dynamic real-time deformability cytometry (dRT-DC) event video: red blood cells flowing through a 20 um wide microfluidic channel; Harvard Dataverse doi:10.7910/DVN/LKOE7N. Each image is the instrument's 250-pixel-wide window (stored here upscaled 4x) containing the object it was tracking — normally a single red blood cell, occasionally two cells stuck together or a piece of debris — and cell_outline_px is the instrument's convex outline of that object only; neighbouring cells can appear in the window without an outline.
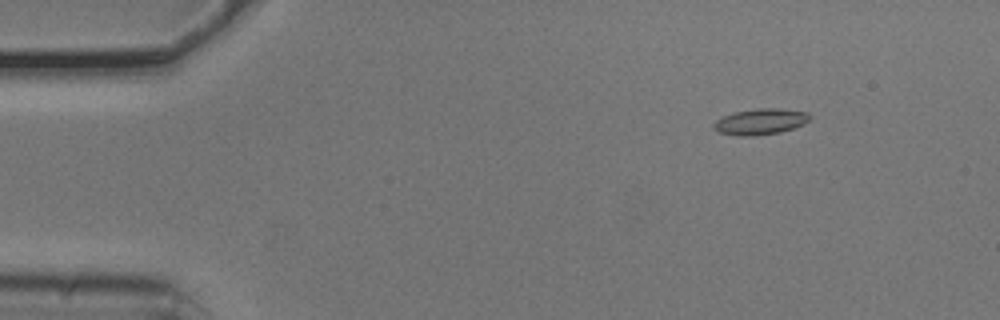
{"species": "common noctule bat (a hibernating species)", "species_latin": "Nyctalus noctula", "temperature_condition": "cold", "stored_images_in_passage": 6, "camera_frame_rate_fps": 3000, "um_per_image_px": 0.085, "animal": {"sex": "male", "body_mass_g": 20.5, "forearm_length_mm": 52.5}, "frame": {"image": 1, "passage_image": 1, "time_ms": 0.0, "image_size_px": [1000, 320], "cell_outline_px": [[812, 116], [804, 124], [796, 128], [780, 132], [752, 136], [736, 136], [720, 132], [712, 128], [712, 124], [716, 120], [724, 116], [736, 112], [760, 108], [780, 108], [808, 112]], "centroid_in_image_um": [64.66, 10.34], "position_along_channel_um": 20.3, "area_um2": 14.62}}
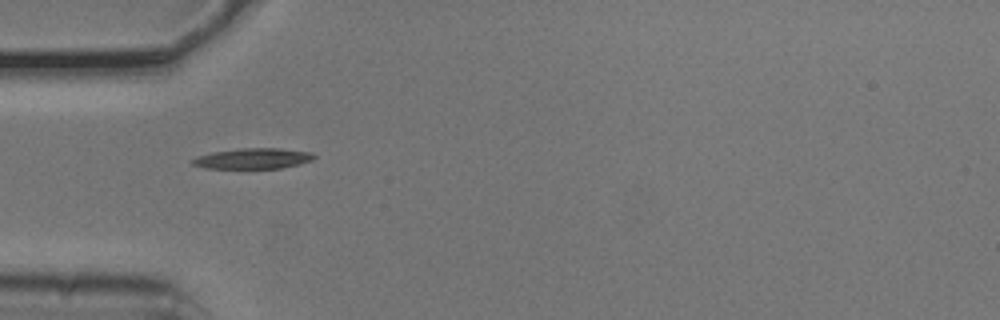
{"frame": {"image": 2, "passage_image": 4, "time_ms": 1.0, "image_size_px": [1000, 320], "cell_outline_px": [[316, 156], [312, 160], [300, 164], [280, 168], [204, 168], [192, 164], [192, 160], [196, 156], [212, 152], [240, 148], [280, 148], [312, 152]], "centroid_in_image_um": [21.52, 13.46], "position_along_channel_um": 63.5, "area_um2": 14.62}}
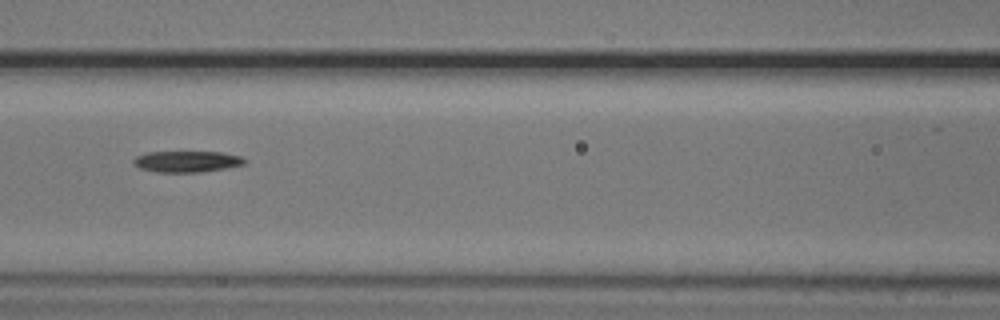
{"frame": {"image": 3, "passage_image": 6, "time_ms": 1.667, "image_size_px": [1000, 320], "cell_outline_px": [[248, 160], [244, 164], [228, 168], [200, 172], [156, 172], [140, 168], [132, 164], [132, 160], [136, 156], [148, 152], [220, 152], [240, 156]], "centroid_in_image_um": [15.88, 13.73], "position_along_channel_um": 150.7, "area_um2": 13.81}}